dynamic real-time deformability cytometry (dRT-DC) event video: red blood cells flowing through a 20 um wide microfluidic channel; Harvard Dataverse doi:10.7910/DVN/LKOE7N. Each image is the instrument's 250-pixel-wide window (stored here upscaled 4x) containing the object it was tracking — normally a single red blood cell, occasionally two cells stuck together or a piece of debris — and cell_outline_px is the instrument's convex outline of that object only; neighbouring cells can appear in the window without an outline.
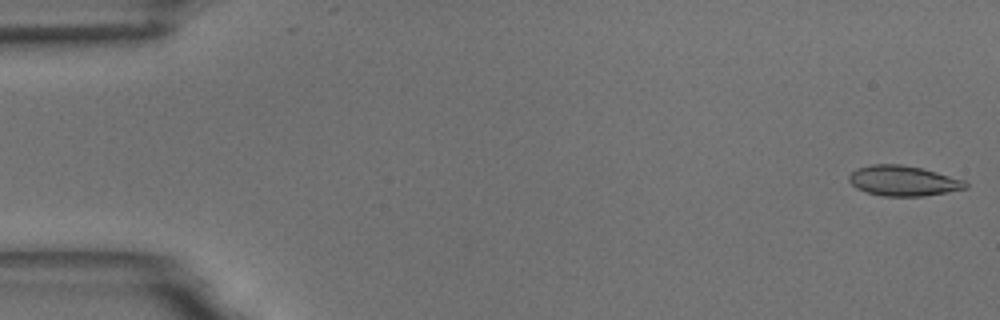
{"species": "common noctule bat (a hibernating species)", "species_latin": "Nyctalus noctula", "temperature_condition": "room temperature", "stored_images_in_passage": 8, "camera_frame_rate_fps": 3000, "um_per_image_px": 0.085, "animal": {"sex": "male", "body_mass_g": 18.8}, "frame": {"image": 1, "passage_image": 1, "time_ms": 0.0, "image_size_px": [1000, 320], "cell_outline_px": [[968, 188], [948, 192], [924, 196], [880, 196], [856, 188], [848, 180], [848, 176], [856, 168], [872, 164], [900, 164], [920, 168], [936, 172], [964, 180], [968, 184]], "centroid_in_image_um": [76.76, 15.37], "position_along_channel_um": 8.2, "area_um2": 20.52}}